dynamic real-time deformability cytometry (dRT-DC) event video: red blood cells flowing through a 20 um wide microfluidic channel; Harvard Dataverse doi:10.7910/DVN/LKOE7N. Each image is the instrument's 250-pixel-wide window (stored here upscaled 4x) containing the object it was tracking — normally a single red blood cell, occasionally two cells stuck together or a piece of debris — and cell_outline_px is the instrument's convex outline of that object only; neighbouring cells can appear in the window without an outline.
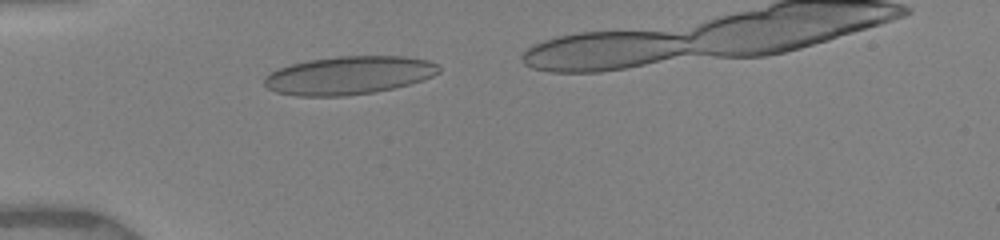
{"species": "human", "species_latin": "Homo sapiens", "temperature_condition": "warm", "stored_images_in_passage": 12, "camera_frame_rate_fps": 3000, "um_per_image_px": 0.085, "donor": {"sex": "female"}, "frame": {"image": 1, "passage_image": 8, "time_ms": 1.0, "image_size_px": [1000, 240], "cell_outline_px": [[440, 72], [424, 80], [392, 88], [372, 92], [344, 96], [296, 96], [276, 92], [268, 88], [264, 84], [264, 76], [280, 68], [292, 64], [308, 60], [336, 56], [404, 56], [428, 60], [436, 64], [440, 68]], "centroid_in_image_um": [29.65, 6.4], "position_along_channel_um": 55.4, "area_um2": 38.78}}